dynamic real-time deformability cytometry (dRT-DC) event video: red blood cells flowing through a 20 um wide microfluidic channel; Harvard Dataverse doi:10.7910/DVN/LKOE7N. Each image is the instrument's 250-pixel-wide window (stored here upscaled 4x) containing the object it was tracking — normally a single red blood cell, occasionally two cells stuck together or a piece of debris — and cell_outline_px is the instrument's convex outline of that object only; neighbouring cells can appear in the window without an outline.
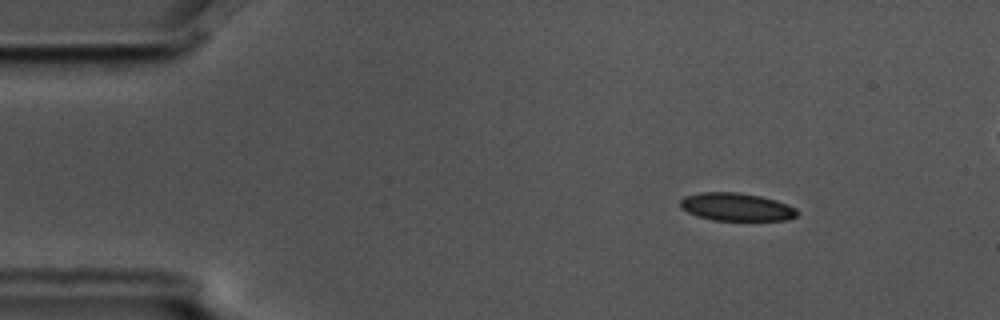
{"species": "common noctule bat (a hibernating species)", "species_latin": "Nyctalus noctula", "temperature_condition": "cold", "stored_images_in_passage": 4, "camera_frame_rate_fps": 3000, "um_per_image_px": 0.085, "animal": {"sex": "male", "body_mass_g": 17.5, "forearm_length_mm": 52.3}, "frame": {"image": 1, "passage_image": 1, "time_ms": 0.0, "image_size_px": [1000, 320], "cell_outline_px": [[796, 216], [784, 220], [712, 220], [696, 216], [680, 208], [680, 200], [684, 196], [700, 192], [740, 192], [760, 196], [776, 200], [796, 208]], "centroid_in_image_um": [62.54, 17.58], "position_along_channel_um": 22.5, "area_um2": 19.02}}